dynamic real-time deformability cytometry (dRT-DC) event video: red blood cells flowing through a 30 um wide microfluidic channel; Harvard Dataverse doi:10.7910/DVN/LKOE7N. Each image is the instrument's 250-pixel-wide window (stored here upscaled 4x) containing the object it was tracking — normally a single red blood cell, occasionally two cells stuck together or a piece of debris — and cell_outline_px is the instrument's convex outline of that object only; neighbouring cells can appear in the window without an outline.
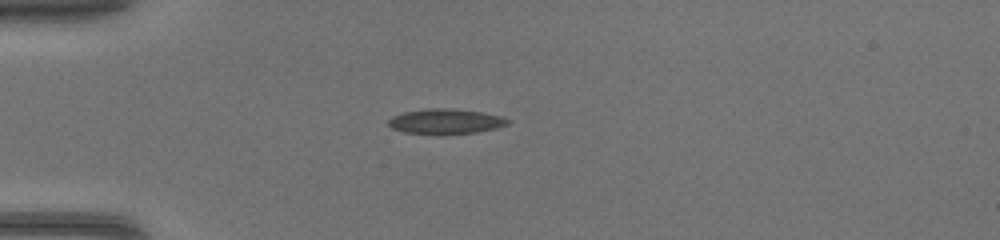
{"species": "common noctule bat (a hibernating species)", "species_latin": "Nyctalus noctula", "temperature_condition": "warm", "stored_images_in_passage": 34, "camera_frame_rate_fps": 3000, "um_per_image_px": 0.085, "animal": {"sex": "female", "body_mass_g": 17.0, "forearm_length_mm": 48.0}, "frame": {"image": 1, "passage_image": 1, "time_ms": 0.0, "image_size_px": [1000, 240], "cell_outline_px": [[512, 120], [508, 124], [496, 128], [476, 132], [404, 132], [392, 128], [388, 124], [388, 120], [392, 116], [404, 112], [428, 108], [452, 108], [484, 112], [500, 116]], "centroid_in_image_um": [37.91, 10.27], "position_along_channel_um": 47.1, "area_um2": 16.88}}
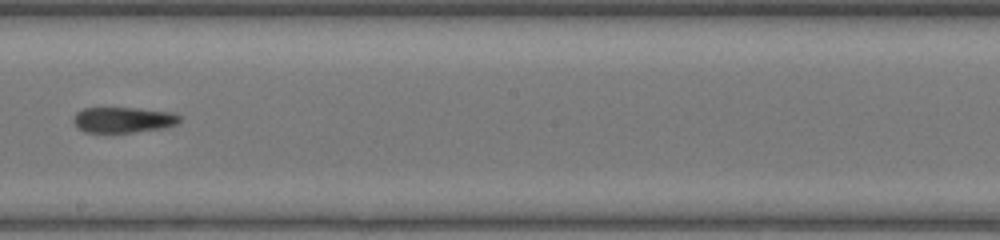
{"frame": {"image": 2, "passage_image": 15, "time_ms": 4.667, "image_size_px": [1000, 240], "cell_outline_px": [[180, 120], [176, 124], [164, 128], [132, 132], [84, 132], [72, 120], [72, 116], [76, 112], [84, 108], [140, 108], [176, 112], [180, 116]], "centroid_in_image_um": [10.5, 10.17], "position_along_channel_um": 237.7, "area_um2": 15.95}}
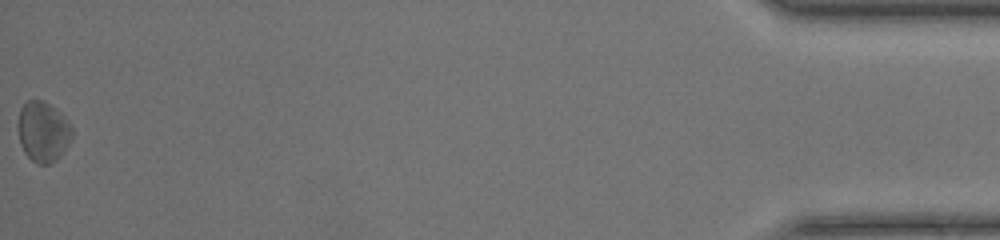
{"frame": {"image": 3, "passage_image": 34, "time_ms": 11.0, "image_size_px": [1000, 240], "cell_outline_px": [[72, 136], [60, 156], [56, 160], [48, 164], [36, 164], [24, 152], [20, 144], [16, 128], [16, 124], [20, 108], [28, 100], [44, 100], [56, 108], [72, 124]], "centroid_in_image_um": [3.63, 11.17], "position_along_channel_um": 431.6, "area_um2": 19.36}}